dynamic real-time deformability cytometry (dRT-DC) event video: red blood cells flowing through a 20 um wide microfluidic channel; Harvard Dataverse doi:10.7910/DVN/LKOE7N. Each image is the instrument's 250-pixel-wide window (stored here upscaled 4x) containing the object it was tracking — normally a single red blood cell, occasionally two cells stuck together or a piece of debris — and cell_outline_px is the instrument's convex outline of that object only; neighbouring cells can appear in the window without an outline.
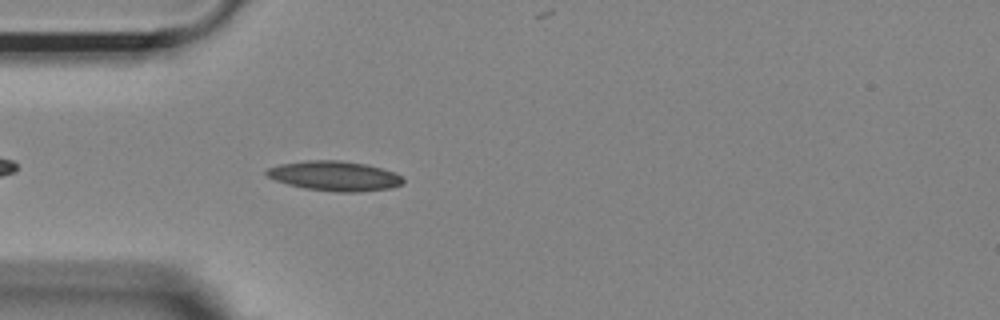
{"species": "Egyptian fruit bat (a non-hibernating species)", "species_latin": "Rousettus aegyptiacus", "temperature_condition": "room temperature", "stored_images_in_passage": 39, "camera_frame_rate_fps": 3000, "um_per_image_px": 0.085, "animal": {"sex": "female"}, "frame": {"image": 1, "passage_image": 4, "time_ms": 1.0, "image_size_px": [1000, 320], "cell_outline_px": [[404, 184], [392, 188], [360, 192], [336, 192], [304, 188], [288, 184], [276, 180], [268, 176], [264, 172], [268, 168], [280, 164], [308, 160], [340, 160], [368, 164], [396, 172], [404, 180]], "centroid_in_image_um": [28.49, 14.95], "position_along_channel_um": 56.5, "area_um2": 23.87}}
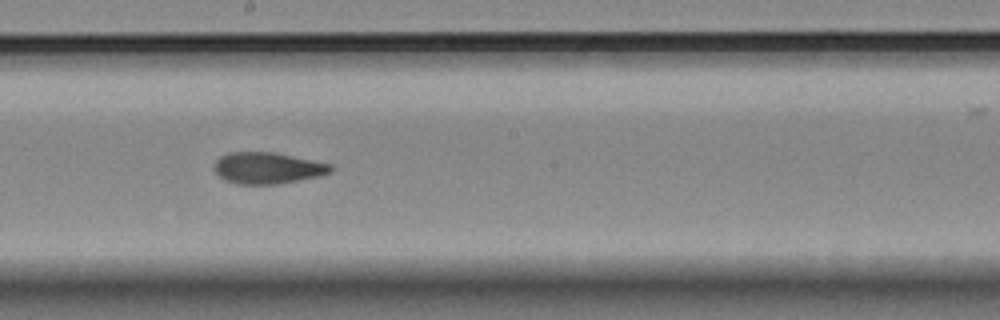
{"frame": {"image": 2, "passage_image": 18, "time_ms": 5.667, "image_size_px": [1000, 320], "cell_outline_px": [[332, 172], [316, 176], [276, 184], [236, 184], [224, 180], [216, 172], [216, 160], [220, 156], [228, 152], [276, 152], [332, 164]], "centroid_in_image_um": [22.74, 14.27], "position_along_channel_um": 225.5, "area_um2": 21.15}}
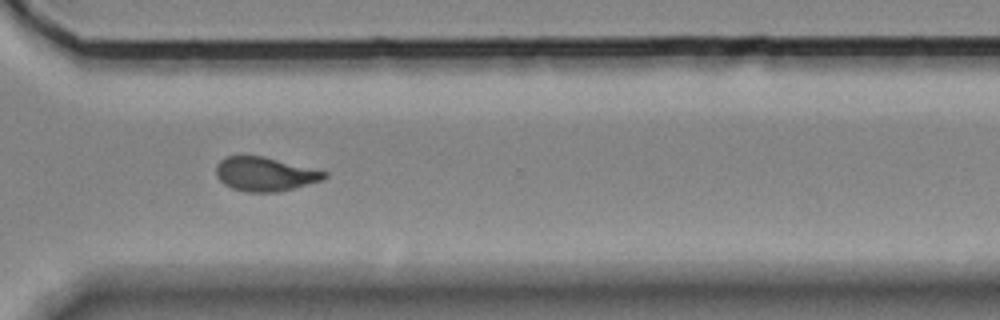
{"frame": {"image": 3, "passage_image": 28, "time_ms": 9.0, "image_size_px": [1000, 320], "cell_outline_px": [[328, 176], [324, 180], [276, 192], [244, 192], [232, 188], [224, 184], [216, 176], [216, 164], [220, 160], [228, 156], [264, 156], [328, 172]], "centroid_in_image_um": [22.52, 14.8], "position_along_channel_um": 348.1, "area_um2": 21.44}, "authors_computed_cell_mechanics": {"area_um2": 21.7906, "velocity_mm_per_s": 3.6846, "shape_relaxation_time_tau1_ms": null, "shape_relaxation_time_tau2_ms": 2.79, "deformation_change_tau1": null, "deformation_change_tau2": 0.078}}